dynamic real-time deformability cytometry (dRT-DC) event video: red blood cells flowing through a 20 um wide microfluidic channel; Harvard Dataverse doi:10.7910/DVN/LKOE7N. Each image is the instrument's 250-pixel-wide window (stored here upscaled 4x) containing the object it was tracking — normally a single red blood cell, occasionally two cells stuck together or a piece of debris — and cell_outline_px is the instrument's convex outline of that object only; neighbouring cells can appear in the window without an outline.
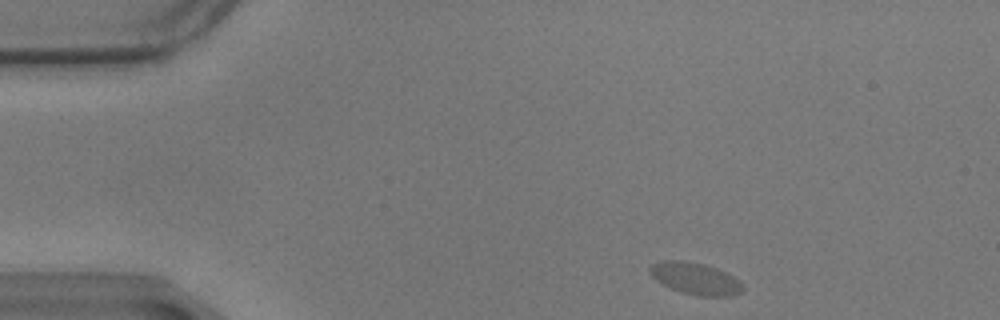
{"species": "common noctule bat (a hibernating species)", "species_latin": "Nyctalus noctula", "temperature_condition": "warm", "stored_images_in_passage": 51, "camera_frame_rate_fps": 3000, "um_per_image_px": 0.085, "animal": {"sex": "male", "body_mass_g": 17.9}, "frame": {"image": 1, "passage_image": 1, "time_ms": 0.0, "image_size_px": [1000, 320], "cell_outline_px": [[744, 292], [732, 296], [696, 296], [680, 292], [656, 280], [648, 272], [648, 268], [652, 264], [668, 260], [680, 260], [704, 264], [716, 268], [732, 276], [744, 284]], "centroid_in_image_um": [59.13, 23.69], "position_along_channel_um": 25.9, "area_um2": 17.28}}
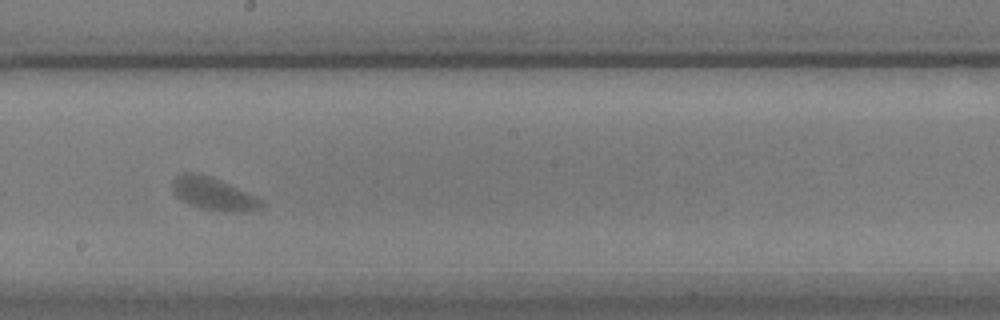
{"frame": {"image": 2, "passage_image": 25, "time_ms": 8.0, "image_size_px": [1000, 320], "cell_outline_px": [[264, 204], [260, 208], [236, 212], [224, 212], [200, 208], [188, 204], [172, 188], [172, 184], [176, 176], [184, 172], [200, 172], [220, 180], [256, 196]], "centroid_in_image_um": [18.14, 16.46], "position_along_channel_um": 230.1, "area_um2": 16.65}}
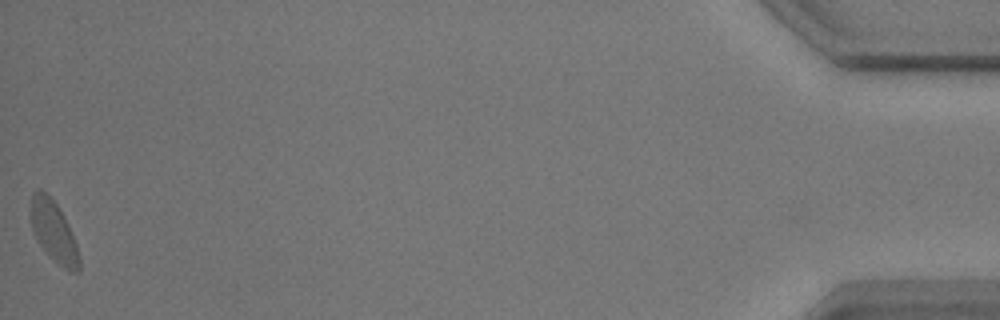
{"frame": {"image": 3, "passage_image": 51, "time_ms": 16.667, "image_size_px": [1000, 320], "cell_outline_px": [[80, 272], [68, 272], [40, 244], [32, 228], [32, 192], [36, 188], [40, 188], [56, 204], [64, 216], [76, 244], [80, 260]], "centroid_in_image_um": [4.59, 19.68], "position_along_channel_um": 430.6, "area_um2": 16.47}, "authors_computed_cell_mechanics": {"area_um2": 16.5886, "velocity_mm_per_s": 3.4129, "shape_relaxation_time_tau1_ms": null, "shape_relaxation_time_tau2_ms": 3.0871, "deformation_change_tau1": null, "deformation_change_tau2": 0.0605}}